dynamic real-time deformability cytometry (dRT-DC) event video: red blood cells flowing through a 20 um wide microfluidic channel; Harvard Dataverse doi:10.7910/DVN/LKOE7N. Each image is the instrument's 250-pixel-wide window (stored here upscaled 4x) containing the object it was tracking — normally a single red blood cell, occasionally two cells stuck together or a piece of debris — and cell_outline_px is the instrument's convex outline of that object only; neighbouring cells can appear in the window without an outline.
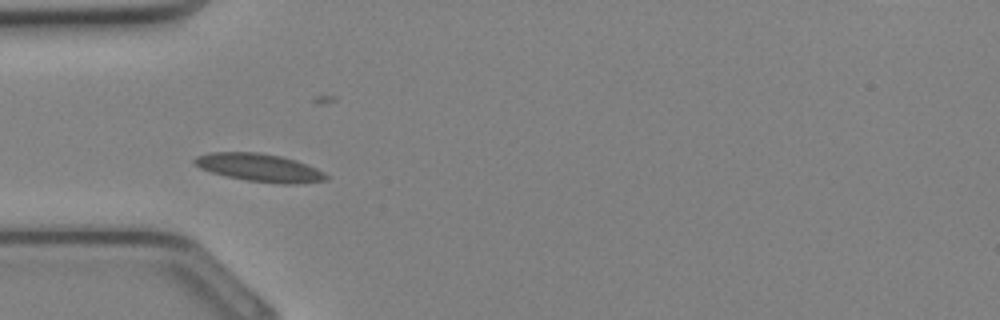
{"species": "Egyptian fruit bat (a non-hibernating species)", "species_latin": "Rousettus aegyptiacus", "temperature_condition": "cold", "stored_images_in_passage": 27, "camera_frame_rate_fps": 3000, "um_per_image_px": 0.085, "animal": {"sex": "female"}, "frame": {"image": 1, "passage_image": 3, "time_ms": 0.667, "image_size_px": [1000, 320], "cell_outline_px": [[328, 180], [296, 184], [280, 184], [248, 180], [224, 176], [200, 168], [192, 160], [196, 156], [208, 152], [260, 152], [280, 156], [296, 160], [308, 164], [324, 172], [328, 176]], "centroid_in_image_um": [22.07, 14.24], "position_along_channel_um": 62.9, "area_um2": 21.56}}
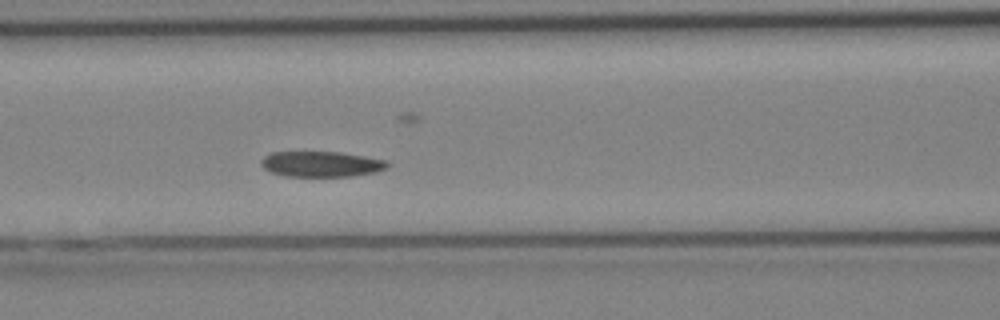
{"frame": {"image": 2, "passage_image": 7, "time_ms": 2.0, "image_size_px": [1000, 320], "cell_outline_px": [[388, 168], [372, 172], [352, 176], [284, 176], [272, 172], [264, 168], [260, 164], [260, 160], [264, 156], [272, 152], [340, 152], [388, 160]], "centroid_in_image_um": [27.29, 13.94], "position_along_channel_um": 139.3, "area_um2": 18.73}}
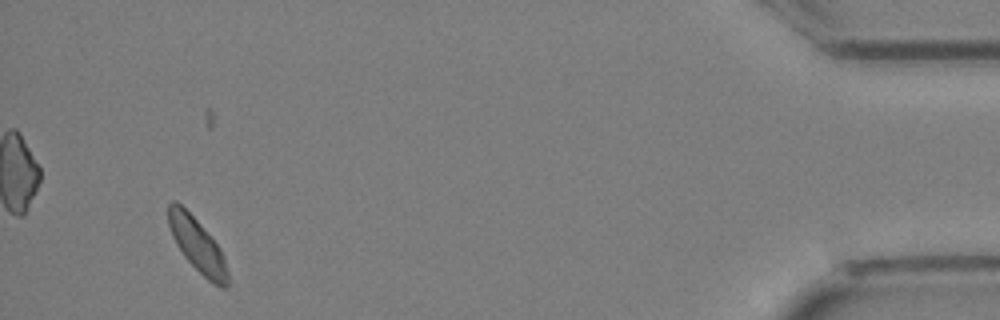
{"frame": {"image": 3, "passage_image": 25, "time_ms": 8.0, "image_size_px": [1000, 320], "cell_outline_px": [[228, 284], [224, 288], [220, 288], [208, 280], [184, 256], [176, 244], [172, 236], [168, 224], [168, 204], [172, 200], [176, 200], [200, 224], [220, 248], [224, 256], [228, 272]], "centroid_in_image_um": [16.77, 20.83], "position_along_channel_um": 418.4, "area_um2": 18.32}}